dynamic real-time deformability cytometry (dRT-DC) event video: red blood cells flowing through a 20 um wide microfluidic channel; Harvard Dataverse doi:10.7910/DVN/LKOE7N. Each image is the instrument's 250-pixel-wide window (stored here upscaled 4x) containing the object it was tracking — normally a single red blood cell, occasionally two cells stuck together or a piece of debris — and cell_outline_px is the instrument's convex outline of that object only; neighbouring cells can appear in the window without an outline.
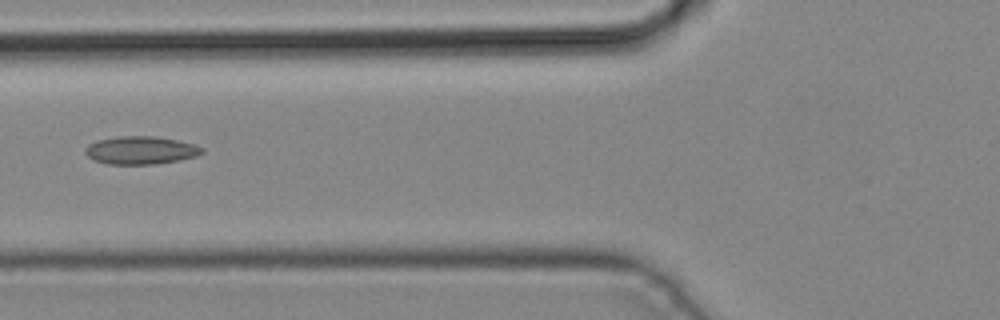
{"species": "common noctule bat (a hibernating species)", "species_latin": "Nyctalus noctula", "temperature_condition": "cold", "stored_images_in_passage": 4, "camera_frame_rate_fps": 3000, "um_per_image_px": 0.085, "animal": {"sex": "male", "body_mass_g": 19.2, "forearm_length_mm": 51.8}, "frame": {"image": 1, "passage_image": 4, "time_ms": 1.0, "image_size_px": [1000, 320], "cell_outline_px": [[204, 152], [196, 156], [180, 160], [156, 164], [108, 164], [92, 160], [84, 152], [84, 148], [88, 144], [96, 140], [120, 136], [156, 136], [176, 140], [192, 144], [204, 148]], "centroid_in_image_um": [11.93, 12.77], "position_along_channel_um": 113.9, "area_um2": 19.13}}